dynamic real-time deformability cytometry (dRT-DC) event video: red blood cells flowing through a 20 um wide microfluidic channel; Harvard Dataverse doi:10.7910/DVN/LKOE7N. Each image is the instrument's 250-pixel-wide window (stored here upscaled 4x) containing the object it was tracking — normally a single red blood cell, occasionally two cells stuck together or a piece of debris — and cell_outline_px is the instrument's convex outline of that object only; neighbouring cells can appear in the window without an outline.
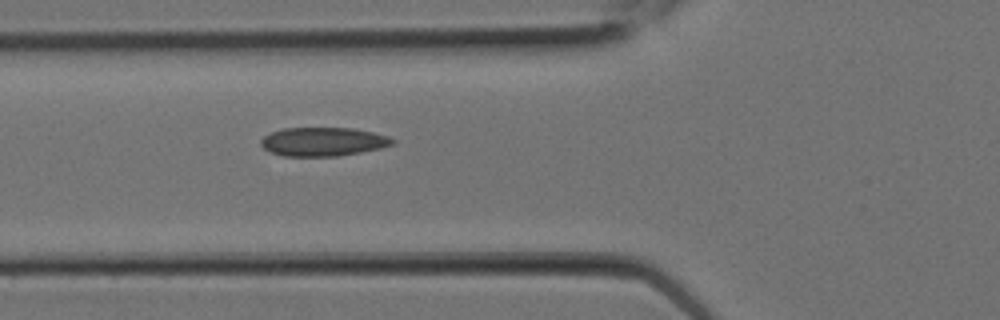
{"species": "Egyptian fruit bat (a non-hibernating species)", "species_latin": "Rousettus aegyptiacus", "temperature_condition": "room temperature", "stored_images_in_passage": 3, "camera_frame_rate_fps": 3000, "um_per_image_px": 0.085, "animal": {"sex": "female"}, "frame": {"image": 1, "passage_image": 3, "time_ms": 0.667, "image_size_px": [1000, 320], "cell_outline_px": [[396, 144], [380, 148], [340, 156], [284, 156], [272, 152], [264, 148], [260, 144], [260, 140], [264, 136], [272, 132], [284, 128], [352, 128], [372, 132], [388, 136], [396, 140]], "centroid_in_image_um": [27.49, 12.04], "position_along_channel_um": 98.3, "area_um2": 22.02}}